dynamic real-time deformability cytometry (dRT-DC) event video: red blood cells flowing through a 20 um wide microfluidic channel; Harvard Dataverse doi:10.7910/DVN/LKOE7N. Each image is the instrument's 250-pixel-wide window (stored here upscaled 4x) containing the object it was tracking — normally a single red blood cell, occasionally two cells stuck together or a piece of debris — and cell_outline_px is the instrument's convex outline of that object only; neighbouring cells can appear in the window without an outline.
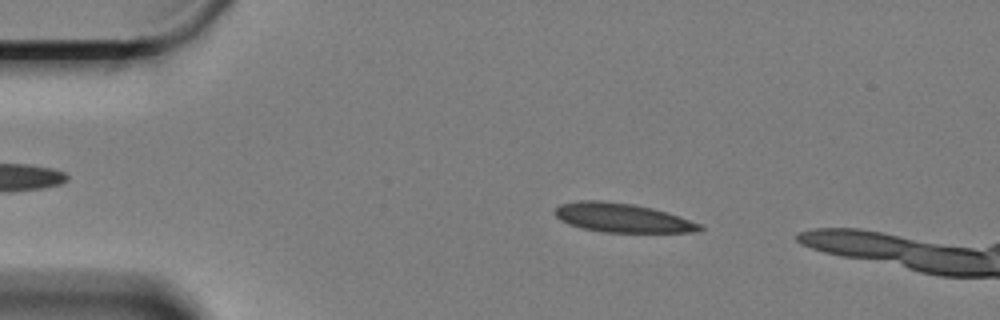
{"species": "Egyptian fruit bat (a non-hibernating species)", "species_latin": "Rousettus aegyptiacus", "temperature_condition": "cold", "stored_images_in_passage": 53, "camera_frame_rate_fps": 3000, "um_per_image_px": 0.085, "animal": {"sex": "female"}, "frame": {"image": 1, "passage_image": 10, "time_ms": 3.0, "image_size_px": [1000, 320], "cell_outline_px": [[704, 228], [696, 232], [604, 232], [580, 228], [568, 224], [560, 220], [556, 216], [556, 208], [560, 204], [576, 200], [600, 200], [632, 204], [652, 208], [700, 224]], "centroid_in_image_um": [52.82, 18.51], "position_along_channel_um": 32.2, "area_um2": 24.22}}
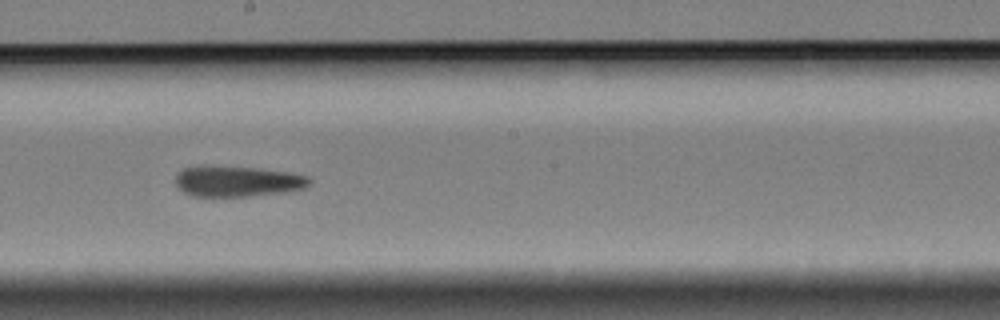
{"frame": {"image": 2, "passage_image": 32, "time_ms": 10.333, "image_size_px": [1000, 320], "cell_outline_px": [[312, 184], [304, 188], [288, 192], [248, 196], [188, 196], [176, 188], [176, 172], [184, 168], [200, 164], [204, 164], [256, 168], [292, 172], [308, 176], [312, 180]], "centroid_in_image_um": [20.15, 15.39], "position_along_channel_um": 228.1, "area_um2": 24.8}}
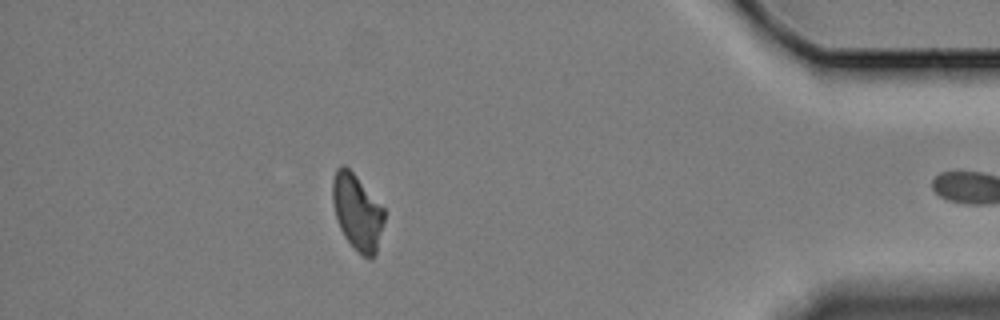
{"frame": {"image": 3, "passage_image": 52, "time_ms": 17.0, "image_size_px": [1000, 320], "cell_outline_px": [[384, 220], [376, 252], [372, 260], [368, 260], [356, 252], [344, 236], [336, 220], [332, 200], [332, 180], [336, 168], [340, 164], [344, 164], [356, 176], [384, 208]], "centroid_in_image_um": [30.34, 18.05], "position_along_channel_um": 404.9, "area_um2": 23.0}}